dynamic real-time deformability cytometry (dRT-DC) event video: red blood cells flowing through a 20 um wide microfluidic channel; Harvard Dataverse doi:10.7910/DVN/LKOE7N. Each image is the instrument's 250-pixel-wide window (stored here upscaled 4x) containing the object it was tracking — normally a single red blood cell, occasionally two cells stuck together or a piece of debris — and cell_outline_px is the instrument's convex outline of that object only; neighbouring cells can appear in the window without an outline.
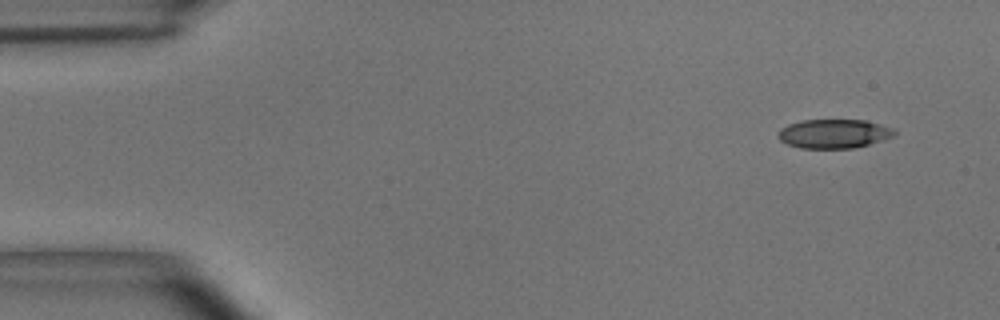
{"species": "common noctule bat (a hibernating species)", "species_latin": "Nyctalus noctula", "temperature_condition": "room temperature", "stored_images_in_passage": 5, "camera_frame_rate_fps": 3000, "um_per_image_px": 0.085, "animal": {"sex": "male", "body_mass_g": 15.6}, "frame": {"image": 1, "passage_image": 1, "time_ms": 0.0, "image_size_px": [1000, 320], "cell_outline_px": [[896, 132], [892, 136], [868, 144], [852, 148], [800, 148], [788, 144], [780, 140], [776, 136], [780, 128], [788, 124], [800, 120], [864, 120], [896, 128]], "centroid_in_image_um": [70.84, 11.35], "position_along_channel_um": 14.2, "area_um2": 19.65}}
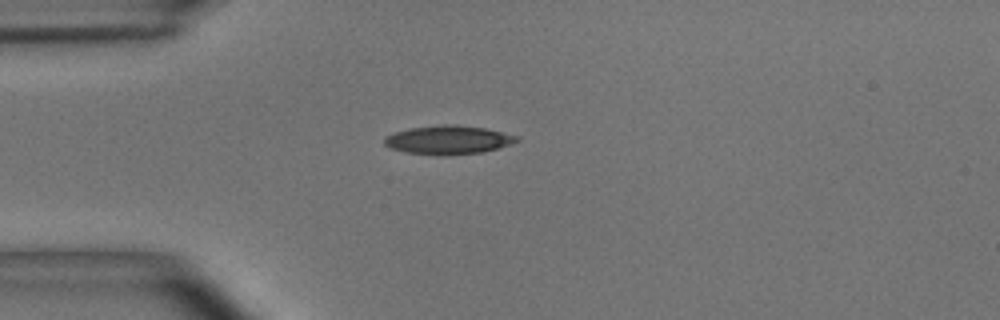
{"frame": {"image": 2, "passage_image": 4, "time_ms": 1.0, "image_size_px": [1000, 320], "cell_outline_px": [[520, 140], [512, 144], [500, 148], [484, 152], [444, 156], [440, 156], [404, 152], [392, 148], [384, 144], [384, 140], [388, 136], [396, 132], [412, 128], [444, 124], [452, 124], [484, 128], [520, 136]], "centroid_in_image_um": [38.17, 11.91], "position_along_channel_um": 46.8, "area_um2": 22.2}}